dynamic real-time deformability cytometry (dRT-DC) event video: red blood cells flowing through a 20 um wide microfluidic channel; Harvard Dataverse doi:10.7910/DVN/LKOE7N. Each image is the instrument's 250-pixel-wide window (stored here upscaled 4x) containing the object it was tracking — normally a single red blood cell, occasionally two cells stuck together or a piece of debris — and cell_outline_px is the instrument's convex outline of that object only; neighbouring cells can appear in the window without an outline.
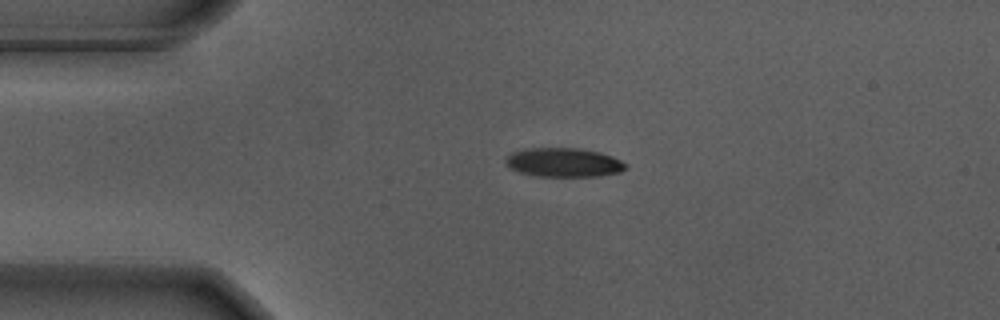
{"species": "Egyptian fruit bat (a non-hibernating species)", "species_latin": "Rousettus aegyptiacus", "temperature_condition": "warm", "stored_images_in_passage": 44, "camera_frame_rate_fps": 3000, "um_per_image_px": 0.085, "animal": {"sex": "male"}, "frame": {"image": 1, "passage_image": 1, "time_ms": 0.0, "image_size_px": [1000, 320], "cell_outline_px": [[628, 168], [620, 172], [600, 176], [536, 176], [520, 172], [512, 168], [504, 160], [512, 152], [532, 148], [580, 148], [600, 152], [612, 156], [628, 164]], "centroid_in_image_um": [47.98, 13.81], "position_along_channel_um": 37.0, "area_um2": 20.23}}
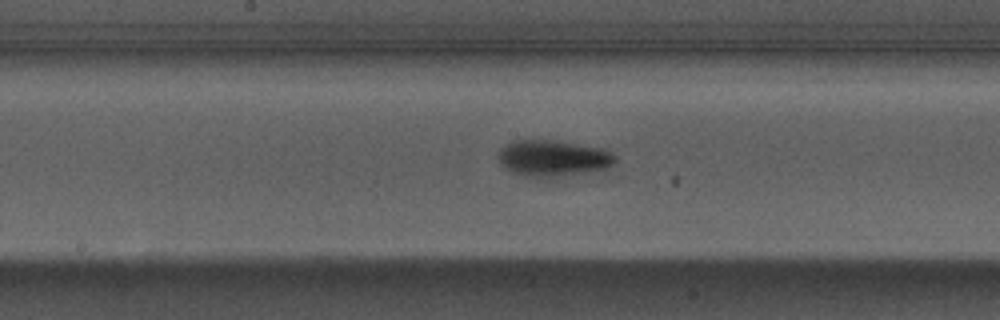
{"frame": {"image": 2, "passage_image": 17, "time_ms": 5.333, "image_size_px": [1000, 320], "cell_outline_px": [[616, 160], [608, 168], [584, 172], [548, 176], [524, 176], [512, 172], [504, 168], [500, 164], [496, 156], [500, 148], [512, 140], [552, 140], [604, 148], [616, 156]], "centroid_in_image_um": [46.95, 13.42], "position_along_channel_um": 201.2, "area_um2": 24.45}}
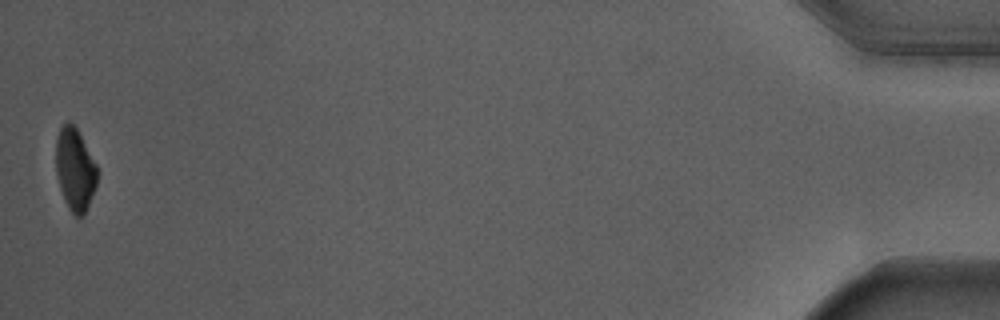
{"frame": {"image": 3, "passage_image": 44, "time_ms": 14.333, "image_size_px": [1000, 320], "cell_outline_px": [[100, 172], [96, 184], [88, 204], [84, 212], [80, 216], [76, 216], [68, 208], [60, 188], [56, 172], [56, 140], [60, 128], [64, 124], [72, 124], [76, 128], [96, 164]], "centroid_in_image_um": [6.38, 14.4], "position_along_channel_um": 428.8, "area_um2": 19.42}, "authors_computed_cell_mechanics": {"area_um2": 22.8021, "velocity_mm_per_s": 3.6645, "shape_relaxation_time_tau1_ms": 2.49, "shape_relaxation_time_tau2_ms": 10.5025, "deformation_change_tau1": 0.1798, "deformation_change_tau2": 0.1544}}